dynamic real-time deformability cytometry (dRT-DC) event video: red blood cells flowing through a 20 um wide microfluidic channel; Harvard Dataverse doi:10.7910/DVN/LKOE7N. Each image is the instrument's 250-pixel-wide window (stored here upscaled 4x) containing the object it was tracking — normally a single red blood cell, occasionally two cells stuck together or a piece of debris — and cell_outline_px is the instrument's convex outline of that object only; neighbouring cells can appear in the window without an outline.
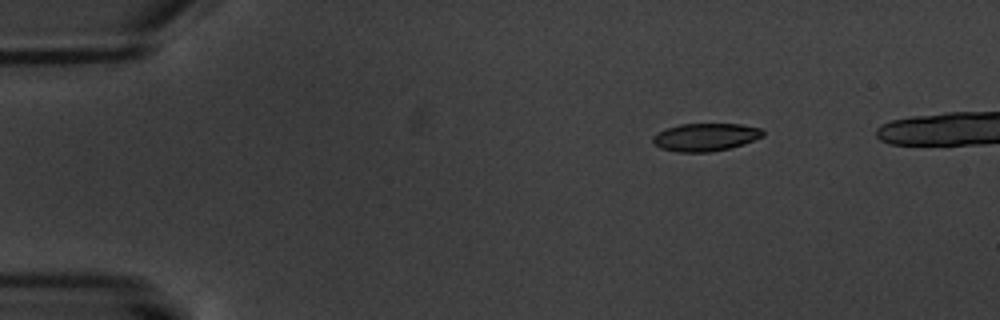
{"species": "common noctule bat (a hibernating species)", "species_latin": "Nyctalus noctula", "temperature_condition": "warm", "stored_images_in_passage": 8, "camera_frame_rate_fps": 3000, "um_per_image_px": 0.085, "animal": {"sex": "male", "body_mass_g": 20.1, "forearm_length_mm": 53.5}, "frame": {"image": 1, "passage_image": 2, "time_ms": 1.333, "image_size_px": [1000, 320], "cell_outline_px": [[764, 136], [744, 144], [712, 152], [676, 152], [660, 148], [652, 140], [652, 136], [668, 128], [680, 124], [740, 124], [760, 128], [764, 132]], "centroid_in_image_um": [59.98, 11.66], "position_along_channel_um": 25.0, "area_um2": 17.74}}